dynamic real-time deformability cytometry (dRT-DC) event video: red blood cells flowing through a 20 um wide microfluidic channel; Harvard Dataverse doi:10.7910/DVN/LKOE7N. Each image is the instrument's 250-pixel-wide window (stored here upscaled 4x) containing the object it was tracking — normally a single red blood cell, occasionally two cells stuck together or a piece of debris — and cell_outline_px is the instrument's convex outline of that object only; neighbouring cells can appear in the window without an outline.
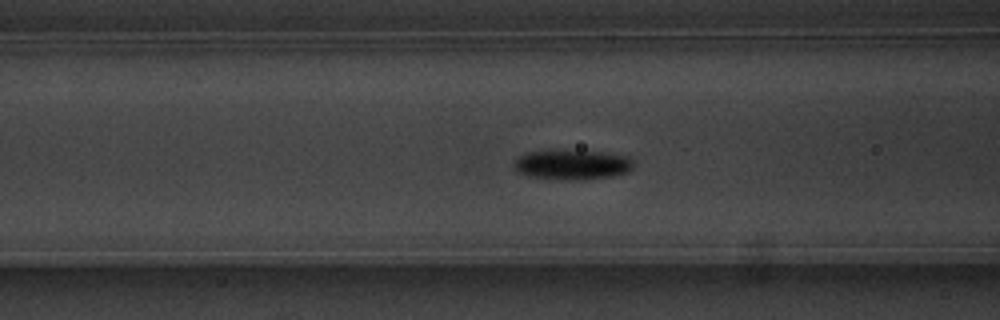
{"species": "common noctule bat (a hibernating species)", "species_latin": "Nyctalus noctula", "temperature_condition": "warm", "stored_images_in_passage": 55, "camera_frame_rate_fps": 3000, "um_per_image_px": 0.085, "animal": {"sex": "male", "body_mass_g": 20.1, "forearm_length_mm": 53.5}, "frame": {"image": 1, "passage_image": 22, "time_ms": 7.0, "image_size_px": [1000, 320], "cell_outline_px": [[632, 168], [628, 172], [612, 176], [584, 180], [564, 180], [528, 176], [516, 172], [512, 164], [512, 160], [524, 152], [604, 152], [628, 156], [632, 160]], "centroid_in_image_um": [48.59, 14.03], "position_along_channel_um": 118.0, "area_um2": 20.63}}
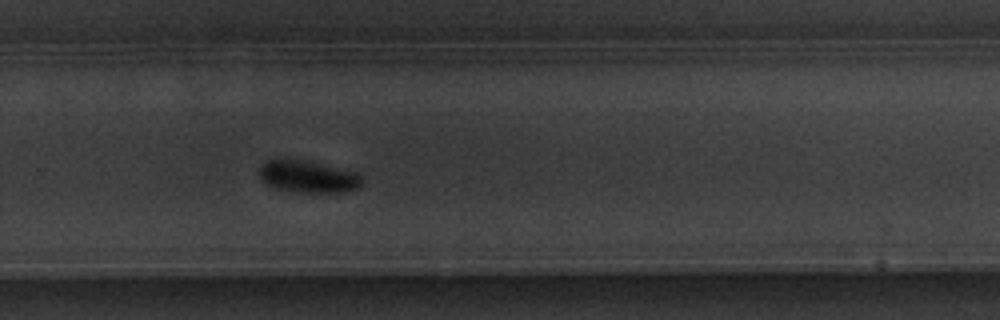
{"frame": {"image": 2, "passage_image": 37, "time_ms": 12.0, "image_size_px": [1000, 320], "cell_outline_px": [[360, 188], [340, 192], [300, 192], [276, 188], [264, 184], [260, 180], [260, 164], [264, 160], [284, 156], [356, 172], [360, 176]], "centroid_in_image_um": [26.06, 14.98], "position_along_channel_um": 303.7, "area_um2": 19.42}}
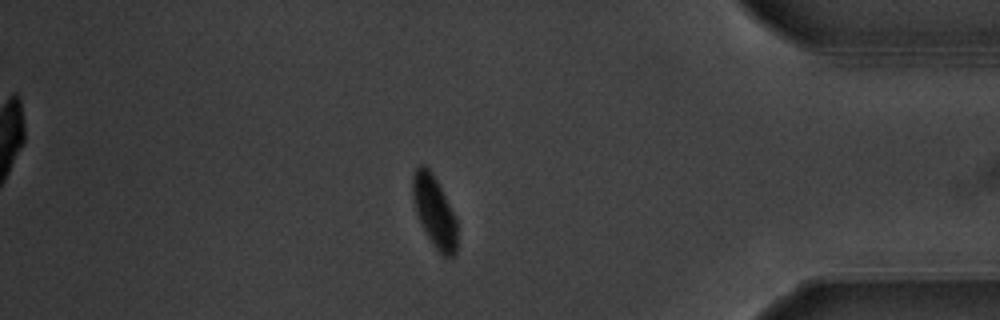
{"frame": {"image": 3, "passage_image": 47, "time_ms": 15.333, "image_size_px": [1000, 320], "cell_outline_px": [[456, 252], [452, 256], [444, 256], [432, 244], [416, 212], [412, 196], [412, 176], [416, 168], [420, 164], [424, 164], [432, 172], [456, 216]], "centroid_in_image_um": [36.91, 17.93], "position_along_channel_um": 398.3, "area_um2": 18.21}, "authors_computed_cell_mechanics": {"area_um2": 19.2474, "velocity_mm_per_s": 3.722, "shape_relaxation_time_tau1_ms": 2.3932, "shape_relaxation_time_tau2_ms": null, "deformation_change_tau1": 0.106, "deformation_change_tau2": null}}